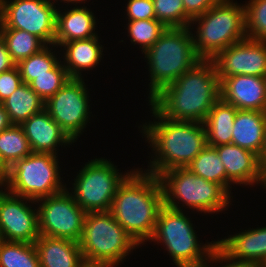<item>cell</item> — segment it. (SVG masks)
Returning a JSON list of instances; mask_svg holds the SVG:
<instances>
[{
	"label": "cell",
	"mask_w": 266,
	"mask_h": 267,
	"mask_svg": "<svg viewBox=\"0 0 266 267\" xmlns=\"http://www.w3.org/2000/svg\"><path fill=\"white\" fill-rule=\"evenodd\" d=\"M237 108L221 98L213 105L205 121L207 145L215 147L232 144V129Z\"/></svg>",
	"instance_id": "cell-24"
},
{
	"label": "cell",
	"mask_w": 266,
	"mask_h": 267,
	"mask_svg": "<svg viewBox=\"0 0 266 267\" xmlns=\"http://www.w3.org/2000/svg\"><path fill=\"white\" fill-rule=\"evenodd\" d=\"M56 4L52 0H0L2 29H19L54 44Z\"/></svg>",
	"instance_id": "cell-11"
},
{
	"label": "cell",
	"mask_w": 266,
	"mask_h": 267,
	"mask_svg": "<svg viewBox=\"0 0 266 267\" xmlns=\"http://www.w3.org/2000/svg\"><path fill=\"white\" fill-rule=\"evenodd\" d=\"M85 267H111V266L85 265Z\"/></svg>",
	"instance_id": "cell-45"
},
{
	"label": "cell",
	"mask_w": 266,
	"mask_h": 267,
	"mask_svg": "<svg viewBox=\"0 0 266 267\" xmlns=\"http://www.w3.org/2000/svg\"><path fill=\"white\" fill-rule=\"evenodd\" d=\"M70 190L66 188L58 194L36 201L40 235L79 243L87 213L76 203Z\"/></svg>",
	"instance_id": "cell-12"
},
{
	"label": "cell",
	"mask_w": 266,
	"mask_h": 267,
	"mask_svg": "<svg viewBox=\"0 0 266 267\" xmlns=\"http://www.w3.org/2000/svg\"><path fill=\"white\" fill-rule=\"evenodd\" d=\"M36 201L0 190V240L35 243L39 238Z\"/></svg>",
	"instance_id": "cell-14"
},
{
	"label": "cell",
	"mask_w": 266,
	"mask_h": 267,
	"mask_svg": "<svg viewBox=\"0 0 266 267\" xmlns=\"http://www.w3.org/2000/svg\"><path fill=\"white\" fill-rule=\"evenodd\" d=\"M52 1H54V3H55V1L58 2L59 0H58V1H57V0H52ZM62 1H63L64 3H67V4H69V3H70V4H74V3H75L74 5H77V4L80 3V2H81V3H82V2H83V3H86L87 0H86V1H85V0H60L61 3H62ZM84 1H85V2H84Z\"/></svg>",
	"instance_id": "cell-43"
},
{
	"label": "cell",
	"mask_w": 266,
	"mask_h": 267,
	"mask_svg": "<svg viewBox=\"0 0 266 267\" xmlns=\"http://www.w3.org/2000/svg\"><path fill=\"white\" fill-rule=\"evenodd\" d=\"M244 11L247 39L266 41V0H249Z\"/></svg>",
	"instance_id": "cell-33"
},
{
	"label": "cell",
	"mask_w": 266,
	"mask_h": 267,
	"mask_svg": "<svg viewBox=\"0 0 266 267\" xmlns=\"http://www.w3.org/2000/svg\"><path fill=\"white\" fill-rule=\"evenodd\" d=\"M155 121L140 125V130L150 144L153 161L146 172L159 176L174 168H185L207 145L203 123L175 121L163 117L150 103ZM157 120V121H156Z\"/></svg>",
	"instance_id": "cell-3"
},
{
	"label": "cell",
	"mask_w": 266,
	"mask_h": 267,
	"mask_svg": "<svg viewBox=\"0 0 266 267\" xmlns=\"http://www.w3.org/2000/svg\"><path fill=\"white\" fill-rule=\"evenodd\" d=\"M260 162H261L262 170L264 174L266 175V129H265L264 146H263L262 154L260 156Z\"/></svg>",
	"instance_id": "cell-42"
},
{
	"label": "cell",
	"mask_w": 266,
	"mask_h": 267,
	"mask_svg": "<svg viewBox=\"0 0 266 267\" xmlns=\"http://www.w3.org/2000/svg\"><path fill=\"white\" fill-rule=\"evenodd\" d=\"M49 46L46 45L38 53L16 65L24 83L29 84L37 75L49 74V71L59 62L58 57H56L58 55H55V51H53L56 46L54 44Z\"/></svg>",
	"instance_id": "cell-30"
},
{
	"label": "cell",
	"mask_w": 266,
	"mask_h": 267,
	"mask_svg": "<svg viewBox=\"0 0 266 267\" xmlns=\"http://www.w3.org/2000/svg\"><path fill=\"white\" fill-rule=\"evenodd\" d=\"M2 40L16 65L46 46L36 35L19 29H2Z\"/></svg>",
	"instance_id": "cell-27"
},
{
	"label": "cell",
	"mask_w": 266,
	"mask_h": 267,
	"mask_svg": "<svg viewBox=\"0 0 266 267\" xmlns=\"http://www.w3.org/2000/svg\"><path fill=\"white\" fill-rule=\"evenodd\" d=\"M220 99V81L212 60H201L148 103L163 117L203 123Z\"/></svg>",
	"instance_id": "cell-1"
},
{
	"label": "cell",
	"mask_w": 266,
	"mask_h": 267,
	"mask_svg": "<svg viewBox=\"0 0 266 267\" xmlns=\"http://www.w3.org/2000/svg\"><path fill=\"white\" fill-rule=\"evenodd\" d=\"M0 267H40L35 244L0 240Z\"/></svg>",
	"instance_id": "cell-29"
},
{
	"label": "cell",
	"mask_w": 266,
	"mask_h": 267,
	"mask_svg": "<svg viewBox=\"0 0 266 267\" xmlns=\"http://www.w3.org/2000/svg\"><path fill=\"white\" fill-rule=\"evenodd\" d=\"M186 168L227 191V174L215 147L206 145Z\"/></svg>",
	"instance_id": "cell-26"
},
{
	"label": "cell",
	"mask_w": 266,
	"mask_h": 267,
	"mask_svg": "<svg viewBox=\"0 0 266 267\" xmlns=\"http://www.w3.org/2000/svg\"><path fill=\"white\" fill-rule=\"evenodd\" d=\"M99 41L97 35L89 39L69 41L61 46L65 54L62 63L70 78L81 79L82 71L93 70L100 64L104 49Z\"/></svg>",
	"instance_id": "cell-23"
},
{
	"label": "cell",
	"mask_w": 266,
	"mask_h": 267,
	"mask_svg": "<svg viewBox=\"0 0 266 267\" xmlns=\"http://www.w3.org/2000/svg\"><path fill=\"white\" fill-rule=\"evenodd\" d=\"M84 165L70 193L86 213L109 211L118 187L133 170L119 173L117 166L105 158L88 160Z\"/></svg>",
	"instance_id": "cell-10"
},
{
	"label": "cell",
	"mask_w": 266,
	"mask_h": 267,
	"mask_svg": "<svg viewBox=\"0 0 266 267\" xmlns=\"http://www.w3.org/2000/svg\"><path fill=\"white\" fill-rule=\"evenodd\" d=\"M21 127L32 152L52 153L58 156L57 148L60 145L68 147L74 143L45 109L25 120Z\"/></svg>",
	"instance_id": "cell-19"
},
{
	"label": "cell",
	"mask_w": 266,
	"mask_h": 267,
	"mask_svg": "<svg viewBox=\"0 0 266 267\" xmlns=\"http://www.w3.org/2000/svg\"><path fill=\"white\" fill-rule=\"evenodd\" d=\"M220 98L240 110L266 111V77L234 75L220 82Z\"/></svg>",
	"instance_id": "cell-18"
},
{
	"label": "cell",
	"mask_w": 266,
	"mask_h": 267,
	"mask_svg": "<svg viewBox=\"0 0 266 267\" xmlns=\"http://www.w3.org/2000/svg\"><path fill=\"white\" fill-rule=\"evenodd\" d=\"M166 29L167 27L156 19L128 21L127 25L131 43L138 44L142 54L160 38Z\"/></svg>",
	"instance_id": "cell-31"
},
{
	"label": "cell",
	"mask_w": 266,
	"mask_h": 267,
	"mask_svg": "<svg viewBox=\"0 0 266 267\" xmlns=\"http://www.w3.org/2000/svg\"><path fill=\"white\" fill-rule=\"evenodd\" d=\"M83 80L70 78L44 103V109L75 143L90 120L89 91Z\"/></svg>",
	"instance_id": "cell-13"
},
{
	"label": "cell",
	"mask_w": 266,
	"mask_h": 267,
	"mask_svg": "<svg viewBox=\"0 0 266 267\" xmlns=\"http://www.w3.org/2000/svg\"><path fill=\"white\" fill-rule=\"evenodd\" d=\"M126 4L128 21L156 19L153 0H128Z\"/></svg>",
	"instance_id": "cell-35"
},
{
	"label": "cell",
	"mask_w": 266,
	"mask_h": 267,
	"mask_svg": "<svg viewBox=\"0 0 266 267\" xmlns=\"http://www.w3.org/2000/svg\"><path fill=\"white\" fill-rule=\"evenodd\" d=\"M227 174V192L231 195V185L257 184L266 187L260 157L254 152L234 144L215 146ZM259 183V184H258Z\"/></svg>",
	"instance_id": "cell-16"
},
{
	"label": "cell",
	"mask_w": 266,
	"mask_h": 267,
	"mask_svg": "<svg viewBox=\"0 0 266 267\" xmlns=\"http://www.w3.org/2000/svg\"><path fill=\"white\" fill-rule=\"evenodd\" d=\"M197 31L192 32L196 54L212 60L220 51L247 39L244 5L233 0H220L204 14L194 17ZM196 33V35H195Z\"/></svg>",
	"instance_id": "cell-6"
},
{
	"label": "cell",
	"mask_w": 266,
	"mask_h": 267,
	"mask_svg": "<svg viewBox=\"0 0 266 267\" xmlns=\"http://www.w3.org/2000/svg\"><path fill=\"white\" fill-rule=\"evenodd\" d=\"M76 6V7H75ZM67 8L63 11L57 8L56 12V34L54 45L61 46L74 40H83L95 37L96 19L94 13L87 6ZM63 11V12H62Z\"/></svg>",
	"instance_id": "cell-20"
},
{
	"label": "cell",
	"mask_w": 266,
	"mask_h": 267,
	"mask_svg": "<svg viewBox=\"0 0 266 267\" xmlns=\"http://www.w3.org/2000/svg\"><path fill=\"white\" fill-rule=\"evenodd\" d=\"M212 61L220 82L234 75L266 77V41L244 39L220 51Z\"/></svg>",
	"instance_id": "cell-15"
},
{
	"label": "cell",
	"mask_w": 266,
	"mask_h": 267,
	"mask_svg": "<svg viewBox=\"0 0 266 267\" xmlns=\"http://www.w3.org/2000/svg\"><path fill=\"white\" fill-rule=\"evenodd\" d=\"M220 0H182L185 13L193 19L204 14Z\"/></svg>",
	"instance_id": "cell-37"
},
{
	"label": "cell",
	"mask_w": 266,
	"mask_h": 267,
	"mask_svg": "<svg viewBox=\"0 0 266 267\" xmlns=\"http://www.w3.org/2000/svg\"><path fill=\"white\" fill-rule=\"evenodd\" d=\"M8 168L3 164L0 159V190L5 189L7 181Z\"/></svg>",
	"instance_id": "cell-41"
},
{
	"label": "cell",
	"mask_w": 266,
	"mask_h": 267,
	"mask_svg": "<svg viewBox=\"0 0 266 267\" xmlns=\"http://www.w3.org/2000/svg\"><path fill=\"white\" fill-rule=\"evenodd\" d=\"M23 83L17 66L0 73V103L8 98Z\"/></svg>",
	"instance_id": "cell-36"
},
{
	"label": "cell",
	"mask_w": 266,
	"mask_h": 267,
	"mask_svg": "<svg viewBox=\"0 0 266 267\" xmlns=\"http://www.w3.org/2000/svg\"><path fill=\"white\" fill-rule=\"evenodd\" d=\"M184 211L163 205L149 242L162 243L177 267H201L217 252V241L199 243L191 217Z\"/></svg>",
	"instance_id": "cell-5"
},
{
	"label": "cell",
	"mask_w": 266,
	"mask_h": 267,
	"mask_svg": "<svg viewBox=\"0 0 266 267\" xmlns=\"http://www.w3.org/2000/svg\"><path fill=\"white\" fill-rule=\"evenodd\" d=\"M158 177L163 189L164 205L167 207L183 210L186 206L199 213L217 214L231 205L233 196L221 185L197 176L186 167L167 170Z\"/></svg>",
	"instance_id": "cell-8"
},
{
	"label": "cell",
	"mask_w": 266,
	"mask_h": 267,
	"mask_svg": "<svg viewBox=\"0 0 266 267\" xmlns=\"http://www.w3.org/2000/svg\"><path fill=\"white\" fill-rule=\"evenodd\" d=\"M141 169L134 168L120 184L109 210L140 246L152 238L158 213L164 205L159 177Z\"/></svg>",
	"instance_id": "cell-2"
},
{
	"label": "cell",
	"mask_w": 266,
	"mask_h": 267,
	"mask_svg": "<svg viewBox=\"0 0 266 267\" xmlns=\"http://www.w3.org/2000/svg\"><path fill=\"white\" fill-rule=\"evenodd\" d=\"M12 125L8 113L2 103H0V133Z\"/></svg>",
	"instance_id": "cell-40"
},
{
	"label": "cell",
	"mask_w": 266,
	"mask_h": 267,
	"mask_svg": "<svg viewBox=\"0 0 266 267\" xmlns=\"http://www.w3.org/2000/svg\"><path fill=\"white\" fill-rule=\"evenodd\" d=\"M44 101L31 89L29 84L22 83L2 104L12 124L21 125L32 115L44 109Z\"/></svg>",
	"instance_id": "cell-25"
},
{
	"label": "cell",
	"mask_w": 266,
	"mask_h": 267,
	"mask_svg": "<svg viewBox=\"0 0 266 267\" xmlns=\"http://www.w3.org/2000/svg\"><path fill=\"white\" fill-rule=\"evenodd\" d=\"M60 170L57 155L31 152L8 167L5 189L14 195L38 201L66 189Z\"/></svg>",
	"instance_id": "cell-9"
},
{
	"label": "cell",
	"mask_w": 266,
	"mask_h": 267,
	"mask_svg": "<svg viewBox=\"0 0 266 267\" xmlns=\"http://www.w3.org/2000/svg\"><path fill=\"white\" fill-rule=\"evenodd\" d=\"M265 129L266 111L238 109L232 129V144L250 150L260 157Z\"/></svg>",
	"instance_id": "cell-22"
},
{
	"label": "cell",
	"mask_w": 266,
	"mask_h": 267,
	"mask_svg": "<svg viewBox=\"0 0 266 267\" xmlns=\"http://www.w3.org/2000/svg\"><path fill=\"white\" fill-rule=\"evenodd\" d=\"M61 60L62 59L49 71V74L37 75L29 83L31 89H33L44 102L59 91L70 79Z\"/></svg>",
	"instance_id": "cell-32"
},
{
	"label": "cell",
	"mask_w": 266,
	"mask_h": 267,
	"mask_svg": "<svg viewBox=\"0 0 266 267\" xmlns=\"http://www.w3.org/2000/svg\"><path fill=\"white\" fill-rule=\"evenodd\" d=\"M16 64L12 61L5 42L0 40V73L11 70Z\"/></svg>",
	"instance_id": "cell-38"
},
{
	"label": "cell",
	"mask_w": 266,
	"mask_h": 267,
	"mask_svg": "<svg viewBox=\"0 0 266 267\" xmlns=\"http://www.w3.org/2000/svg\"><path fill=\"white\" fill-rule=\"evenodd\" d=\"M40 267H85L79 243L40 235L35 241Z\"/></svg>",
	"instance_id": "cell-21"
},
{
	"label": "cell",
	"mask_w": 266,
	"mask_h": 267,
	"mask_svg": "<svg viewBox=\"0 0 266 267\" xmlns=\"http://www.w3.org/2000/svg\"><path fill=\"white\" fill-rule=\"evenodd\" d=\"M229 236L217 240V252L223 258L230 263L262 267L266 262V226Z\"/></svg>",
	"instance_id": "cell-17"
},
{
	"label": "cell",
	"mask_w": 266,
	"mask_h": 267,
	"mask_svg": "<svg viewBox=\"0 0 266 267\" xmlns=\"http://www.w3.org/2000/svg\"><path fill=\"white\" fill-rule=\"evenodd\" d=\"M2 26H3V23H2V20L0 18V40L2 39Z\"/></svg>",
	"instance_id": "cell-44"
},
{
	"label": "cell",
	"mask_w": 266,
	"mask_h": 267,
	"mask_svg": "<svg viewBox=\"0 0 266 267\" xmlns=\"http://www.w3.org/2000/svg\"><path fill=\"white\" fill-rule=\"evenodd\" d=\"M219 263L222 264L224 262V264L218 266V267H256V266H252V265H245V264H235V263H230L229 261H227L225 258H223L218 252H216L210 260H208L207 262H205L201 267H208L209 263ZM213 265H211L212 267ZM210 267V266H209Z\"/></svg>",
	"instance_id": "cell-39"
},
{
	"label": "cell",
	"mask_w": 266,
	"mask_h": 267,
	"mask_svg": "<svg viewBox=\"0 0 266 267\" xmlns=\"http://www.w3.org/2000/svg\"><path fill=\"white\" fill-rule=\"evenodd\" d=\"M31 152L21 125L12 124L0 133V159L7 168Z\"/></svg>",
	"instance_id": "cell-28"
},
{
	"label": "cell",
	"mask_w": 266,
	"mask_h": 267,
	"mask_svg": "<svg viewBox=\"0 0 266 267\" xmlns=\"http://www.w3.org/2000/svg\"><path fill=\"white\" fill-rule=\"evenodd\" d=\"M155 18L167 28L190 27L192 19L185 13L182 0H153Z\"/></svg>",
	"instance_id": "cell-34"
},
{
	"label": "cell",
	"mask_w": 266,
	"mask_h": 267,
	"mask_svg": "<svg viewBox=\"0 0 266 267\" xmlns=\"http://www.w3.org/2000/svg\"><path fill=\"white\" fill-rule=\"evenodd\" d=\"M86 265L116 267L139 245L110 211L88 212L79 241Z\"/></svg>",
	"instance_id": "cell-7"
},
{
	"label": "cell",
	"mask_w": 266,
	"mask_h": 267,
	"mask_svg": "<svg viewBox=\"0 0 266 267\" xmlns=\"http://www.w3.org/2000/svg\"><path fill=\"white\" fill-rule=\"evenodd\" d=\"M193 27L167 28L160 38L144 52L149 68L150 101L167 85L176 81L202 59L196 54Z\"/></svg>",
	"instance_id": "cell-4"
}]
</instances>
